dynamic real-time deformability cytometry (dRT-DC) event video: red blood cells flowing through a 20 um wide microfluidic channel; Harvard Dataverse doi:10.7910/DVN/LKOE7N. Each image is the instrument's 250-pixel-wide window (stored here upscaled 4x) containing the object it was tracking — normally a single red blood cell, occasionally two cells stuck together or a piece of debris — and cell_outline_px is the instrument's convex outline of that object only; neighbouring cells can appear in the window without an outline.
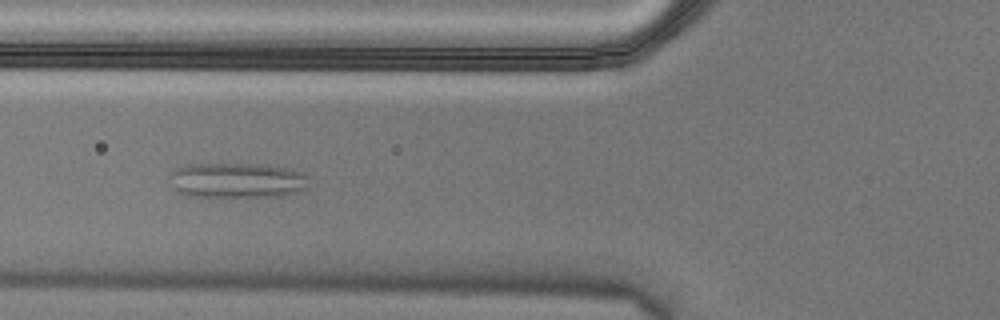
{"species": "Egyptian fruit bat (a non-hibernating species)", "species_latin": "Rousettus aegyptiacus", "temperature_condition": "cold", "stored_images_in_passage": 9, "camera_frame_rate_fps": 3000, "um_per_image_px": 0.085, "animal": {"sex": "male"}, "frame": {"image": 1, "passage_image": 4, "time_ms": 1.0, "image_size_px": [1000, 320], "cell_outline_px": [[308, 188], [296, 192], [280, 196], [188, 196], [180, 192], [176, 188], [168, 176], [176, 168], [184, 164], [268, 164], [300, 172], [308, 176]], "centroid_in_image_um": [20.16, 15.31], "position_along_channel_um": 105.6, "area_um2": 28.44}}